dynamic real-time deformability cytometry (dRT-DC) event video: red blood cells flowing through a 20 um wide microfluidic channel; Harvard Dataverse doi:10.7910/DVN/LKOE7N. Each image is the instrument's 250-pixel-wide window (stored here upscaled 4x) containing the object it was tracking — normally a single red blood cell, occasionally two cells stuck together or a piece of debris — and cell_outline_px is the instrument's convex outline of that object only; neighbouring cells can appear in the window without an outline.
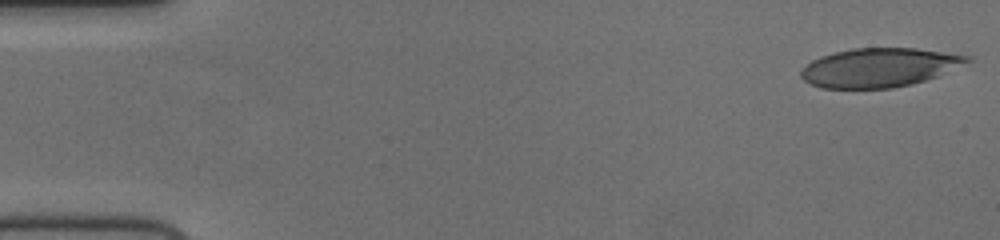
{"species": "human", "species_latin": "Homo sapiens", "temperature_condition": "cold", "stored_images_in_passage": 55, "camera_frame_rate_fps": 3000, "um_per_image_px": 0.085, "donor": {"sex": "female"}, "frame": {"image": 1, "passage_image": 1, "time_ms": 0.0, "image_size_px": [1000, 240], "cell_outline_px": [[972, 60], [940, 76], [912, 84], [892, 88], [820, 88], [804, 80], [800, 76], [800, 72], [812, 60], [820, 56], [852, 48], [916, 48], [968, 56]], "centroid_in_image_um": [74.74, 5.75], "position_along_channel_um": 10.3, "area_um2": 37.57}}
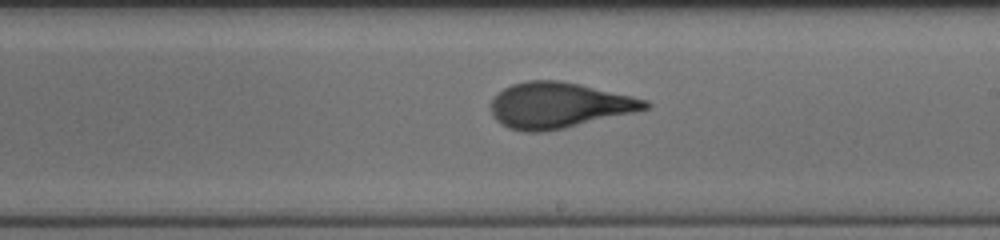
{"frame": {"image": 2, "passage_image": 32, "time_ms": 10.333, "image_size_px": [1000, 240], "cell_outline_px": [[652, 108], [564, 128], [544, 132], [524, 132], [508, 128], [500, 124], [492, 116], [488, 104], [504, 88], [512, 84], [528, 80], [560, 80], [580, 84], [632, 96], [648, 100], [652, 104]], "centroid_in_image_um": [47.49, 8.95], "position_along_channel_um": 241.5, "area_um2": 41.33}}
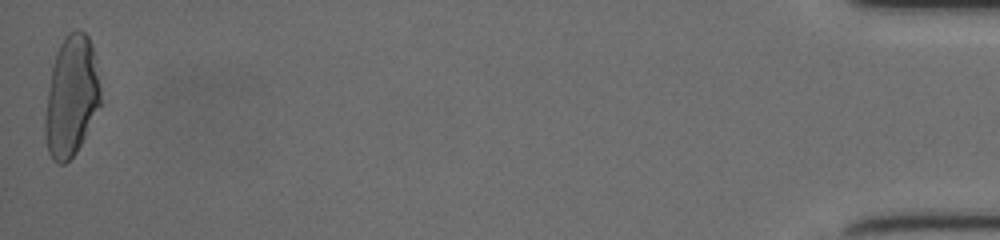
{"frame": {"image": 3, "passage_image": 55, "time_ms": 18.0, "image_size_px": [1000, 240], "cell_outline_px": [[100, 104], [76, 152], [64, 164], [56, 164], [52, 160], [48, 152], [44, 136], [44, 116], [52, 64], [56, 52], [64, 36], [68, 32], [76, 28], [80, 28], [88, 36], [92, 44], [100, 84]], "centroid_in_image_um": [6.03, 8.16], "position_along_channel_um": 429.2, "area_um2": 39.07}, "authors_computed_cell_mechanics": {"area_um2": 40.1132, "velocity_mm_per_s": 3.7153, "shape_relaxation_time_tau1_ms": 6.0511, "shape_relaxation_time_tau2_ms": 0.9316, "deformation_change_tau1": 0.211, "deformation_change_tau2": 0.081}}